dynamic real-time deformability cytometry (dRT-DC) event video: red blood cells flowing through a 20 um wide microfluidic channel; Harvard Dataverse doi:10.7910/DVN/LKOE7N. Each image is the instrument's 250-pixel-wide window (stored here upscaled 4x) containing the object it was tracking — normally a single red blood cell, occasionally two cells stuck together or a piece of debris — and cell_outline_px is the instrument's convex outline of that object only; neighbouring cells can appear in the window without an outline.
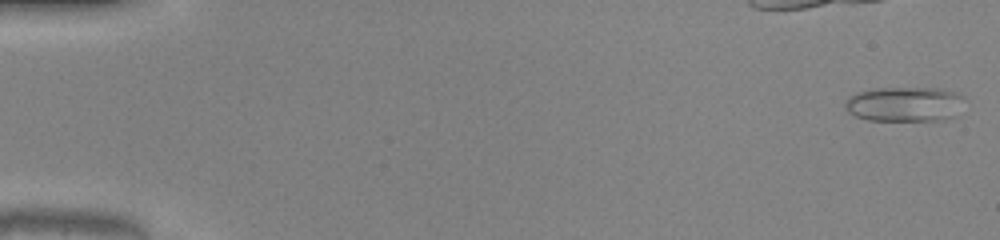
{"species": "common noctule bat (a hibernating species)", "species_latin": "Nyctalus noctula", "temperature_condition": "warm", "stored_images_in_passage": 22, "camera_frame_rate_fps": 3000, "um_per_image_px": 0.085, "animal": {"sex": "male", "body_mass_g": 20.0, "forearm_length_mm": 53.3}, "frame": {"image": 1, "passage_image": 1, "time_ms": 0.0, "image_size_px": [1000, 240], "cell_outline_px": [[964, 96], [960, 116], [944, 120], [868, 120], [856, 116], [848, 112], [844, 104], [844, 100], [848, 96], [856, 92], [872, 88], [940, 88], [960, 92]], "centroid_in_image_um": [76.95, 8.84], "position_along_channel_um": 8.1, "area_um2": 24.91}}